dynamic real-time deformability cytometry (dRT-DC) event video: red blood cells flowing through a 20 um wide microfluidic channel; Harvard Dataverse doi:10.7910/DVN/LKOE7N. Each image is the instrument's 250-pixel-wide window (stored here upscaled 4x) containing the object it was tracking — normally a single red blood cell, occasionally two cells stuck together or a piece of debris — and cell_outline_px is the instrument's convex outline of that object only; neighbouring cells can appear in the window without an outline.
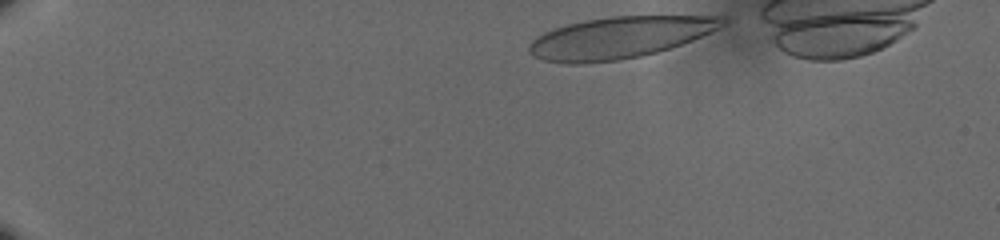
{"species": "human", "species_latin": "Homo sapiens", "temperature_condition": "cold", "stored_images_in_passage": 43, "camera_frame_rate_fps": 3000, "um_per_image_px": 0.085, "donor": {"sex": "male"}, "frame": {"image": 1, "passage_image": 2, "time_ms": 0.333, "image_size_px": [1000, 240], "cell_outline_px": [[728, 20], [724, 24], [692, 40], [656, 52], [640, 56], [620, 60], [580, 64], [568, 64], [544, 60], [528, 52], [528, 48], [532, 40], [536, 36], [552, 28], [584, 20], [612, 16], [724, 16]], "centroid_in_image_um": [52.6, 3.19], "position_along_channel_um": 32.4, "area_um2": 46.59}}
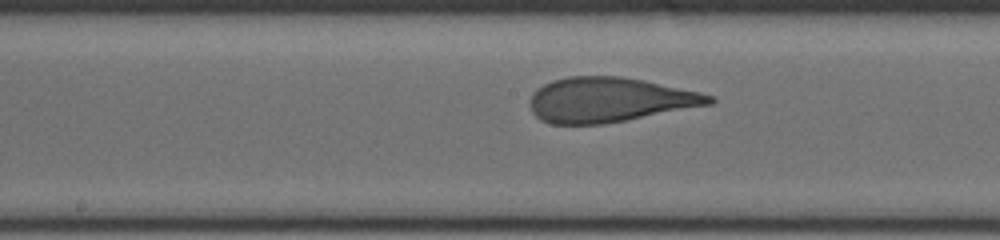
{"frame": {"image": 2, "passage_image": 24, "time_ms": 7.667, "image_size_px": [1000, 240], "cell_outline_px": [[716, 100], [712, 104], [628, 120], [600, 124], [552, 124], [540, 120], [532, 112], [528, 104], [528, 100], [532, 92], [536, 88], [552, 80], [568, 76], [620, 76], [644, 80], [700, 92], [712, 96]], "centroid_in_image_um": [51.75, 8.48], "position_along_channel_um": 196.5, "area_um2": 47.05}}
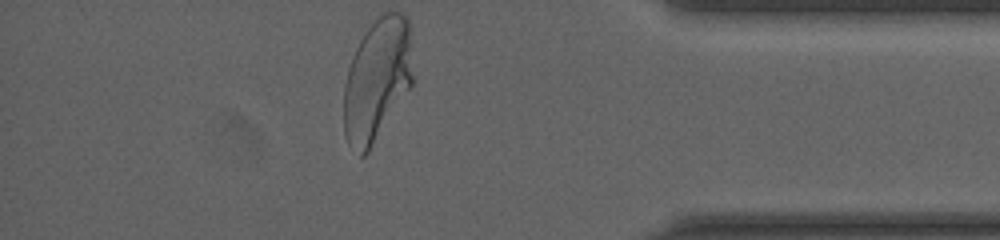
{"frame": {"image": 3, "passage_image": 43, "time_ms": 14.0, "image_size_px": [1000, 240], "cell_outline_px": [[412, 84], [368, 152], [364, 156], [360, 156], [348, 144], [344, 136], [344, 84], [348, 68], [352, 56], [360, 40], [368, 28], [384, 12], [400, 12], [408, 20], [412, 76]], "centroid_in_image_um": [32.01, 6.81], "position_along_channel_um": 403.2, "area_um2": 48.78}, "authors_computed_cell_mechanics": {"area_um2": 46.9914, "velocity_mm_per_s": 3.5968, "shape_relaxation_time_tau1_ms": 7.1259, "shape_relaxation_time_tau2_ms": null, "deformation_change_tau1": 0.2506, "deformation_change_tau2": null}}